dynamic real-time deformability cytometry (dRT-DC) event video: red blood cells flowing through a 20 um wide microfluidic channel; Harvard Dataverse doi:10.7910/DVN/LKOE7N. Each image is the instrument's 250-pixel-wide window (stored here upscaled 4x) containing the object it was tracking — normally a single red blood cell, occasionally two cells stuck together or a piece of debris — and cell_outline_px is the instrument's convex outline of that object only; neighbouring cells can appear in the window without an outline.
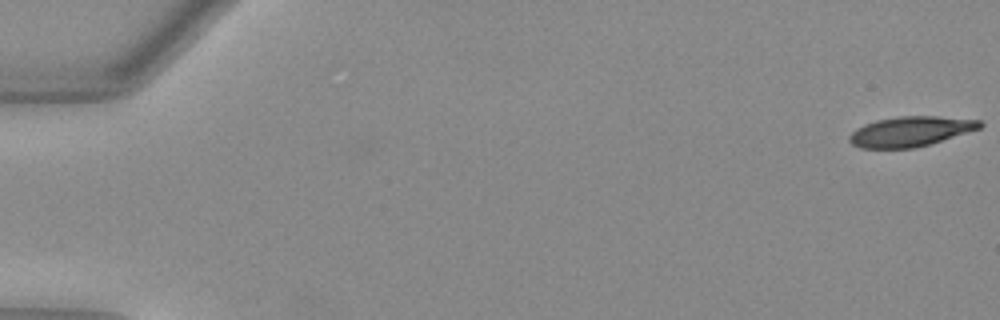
{"species": "Egyptian fruit bat (a non-hibernating species)", "species_latin": "Rousettus aegyptiacus", "temperature_condition": "warm", "stored_images_in_passage": 52, "camera_frame_rate_fps": 3000, "um_per_image_px": 0.085, "animal": {"sex": "female"}, "frame": {"image": 1, "passage_image": 1, "time_ms": 0.0, "image_size_px": [1000, 320], "cell_outline_px": [[984, 124], [980, 128], [928, 144], [912, 148], [860, 148], [852, 144], [848, 140], [848, 136], [856, 128], [864, 124], [876, 120], [900, 116], [936, 116], [980, 120]], "centroid_in_image_um": [77.34, 11.16], "position_along_channel_um": 7.7, "area_um2": 22.6}}
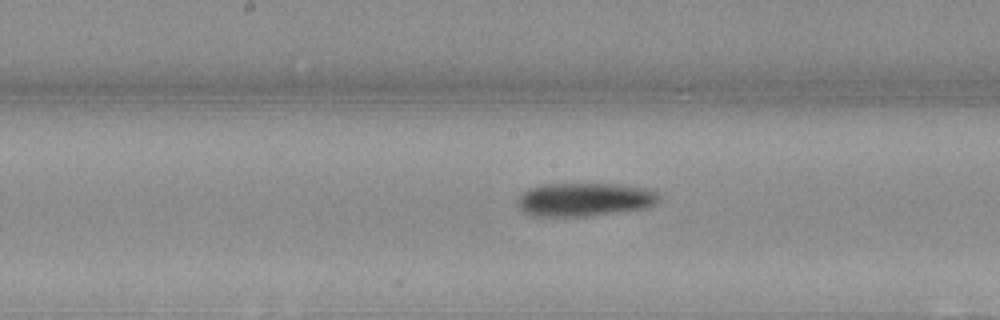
{"frame": {"image": 2, "passage_image": 28, "time_ms": 9.0, "image_size_px": [1000, 320], "cell_outline_px": [[656, 200], [652, 204], [644, 208], [584, 216], [532, 216], [524, 212], [516, 204], [516, 200], [528, 188], [540, 184], [620, 184], [648, 188], [656, 192]], "centroid_in_image_um": [49.59, 16.94], "position_along_channel_um": 198.6, "area_um2": 27.28}}
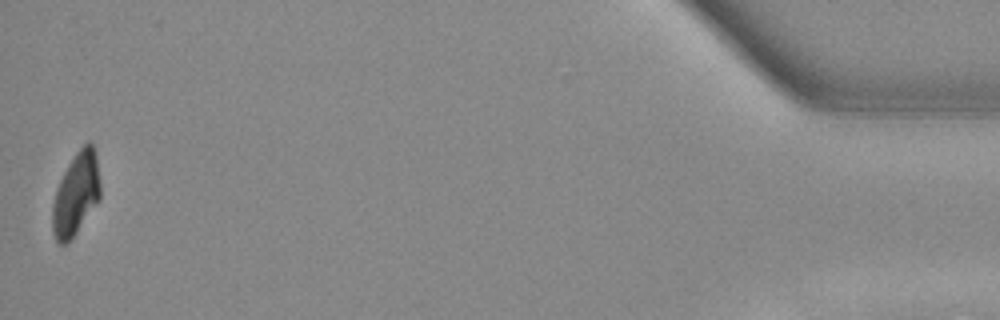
{"frame": {"image": 3, "passage_image": 52, "time_ms": 17.0, "image_size_px": [1000, 320], "cell_outline_px": [[100, 200], [76, 232], [64, 244], [60, 244], [56, 240], [52, 232], [52, 204], [56, 188], [68, 164], [76, 152], [88, 140], [92, 144], [96, 152], [100, 184]], "centroid_in_image_um": [6.46, 16.47], "position_along_channel_um": 428.7, "area_um2": 23.0}, "authors_computed_cell_mechanics": {"area_um2": 25.6632, "velocity_mm_per_s": 3.9873, "shape_relaxation_time_tau1_ms": 7.3006, "shape_relaxation_time_tau2_ms": null, "deformation_change_tau1": 0.2481, "deformation_change_tau2": null}}